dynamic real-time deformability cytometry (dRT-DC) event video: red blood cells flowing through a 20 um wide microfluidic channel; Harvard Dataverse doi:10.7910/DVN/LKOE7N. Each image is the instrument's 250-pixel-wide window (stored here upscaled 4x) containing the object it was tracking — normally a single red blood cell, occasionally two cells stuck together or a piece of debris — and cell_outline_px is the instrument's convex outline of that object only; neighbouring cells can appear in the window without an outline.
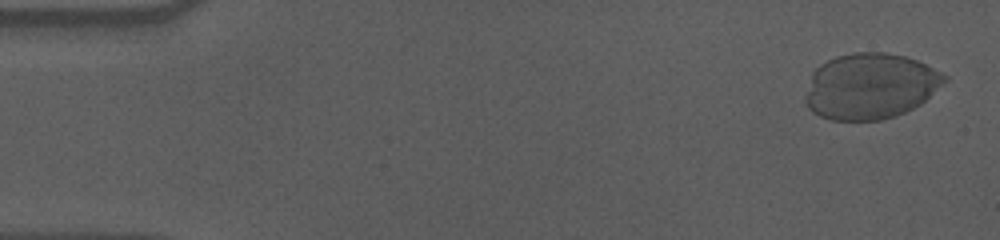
{"species": "human", "species_latin": "Homo sapiens", "temperature_condition": "cold", "stored_images_in_passage": 57, "camera_frame_rate_fps": 3000, "um_per_image_px": 0.085, "donor": {"sex": "male"}, "frame": {"image": 1, "passage_image": 2, "time_ms": 0.333, "image_size_px": [1000, 240], "cell_outline_px": [[948, 80], [920, 104], [896, 116], [880, 120], [832, 120], [820, 116], [812, 112], [808, 108], [804, 100], [804, 96], [812, 72], [820, 64], [836, 56], [852, 52], [884, 52], [904, 56], [916, 60], [948, 76]], "centroid_in_image_um": [73.94, 7.32], "position_along_channel_um": 11.1, "area_um2": 53.41}}
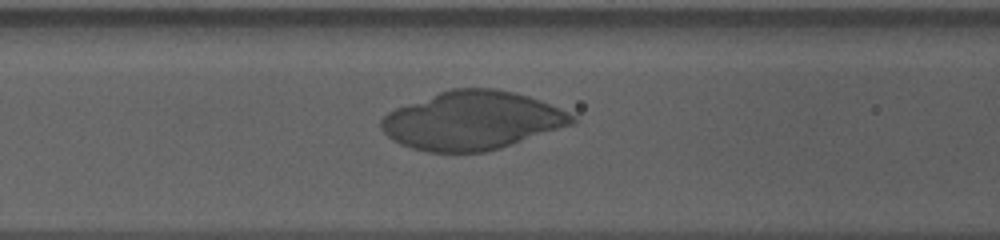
{"frame": {"image": 2, "passage_image": 23, "time_ms": 7.333, "image_size_px": [1000, 240], "cell_outline_px": [[576, 120], [572, 124], [500, 148], [484, 152], [428, 152], [412, 148], [400, 144], [392, 140], [380, 128], [380, 120], [388, 112], [396, 108], [440, 92], [452, 88], [496, 88], [528, 96], [540, 100], [560, 108], [576, 116]], "centroid_in_image_um": [40.12, 10.25], "position_along_channel_um": 126.5, "area_um2": 64.56}}